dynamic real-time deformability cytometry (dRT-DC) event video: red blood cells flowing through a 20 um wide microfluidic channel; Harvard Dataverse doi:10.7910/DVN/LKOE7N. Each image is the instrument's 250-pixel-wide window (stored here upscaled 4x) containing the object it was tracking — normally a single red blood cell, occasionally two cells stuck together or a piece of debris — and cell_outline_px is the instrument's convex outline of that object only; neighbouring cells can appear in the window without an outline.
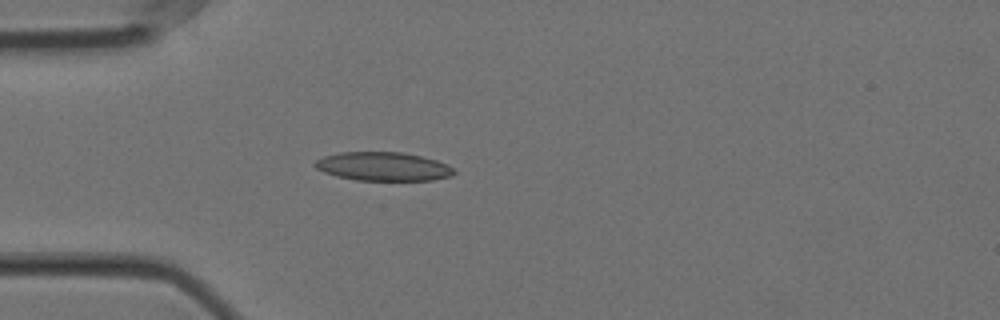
{"species": "Egyptian fruit bat (a non-hibernating species)", "species_latin": "Rousettus aegyptiacus", "temperature_condition": "cold", "stored_images_in_passage": 9, "camera_frame_rate_fps": 3000, "um_per_image_px": 0.085, "animal": {"sex": "female"}, "frame": {"image": 1, "passage_image": 1, "time_ms": 0.0, "image_size_px": [1000, 320], "cell_outline_px": [[456, 172], [452, 176], [432, 180], [356, 180], [336, 176], [324, 172], [316, 168], [312, 164], [316, 160], [324, 156], [340, 152], [404, 152], [436, 160], [452, 168]], "centroid_in_image_um": [32.54, 14.15], "position_along_channel_um": 52.5, "area_um2": 23.18}}
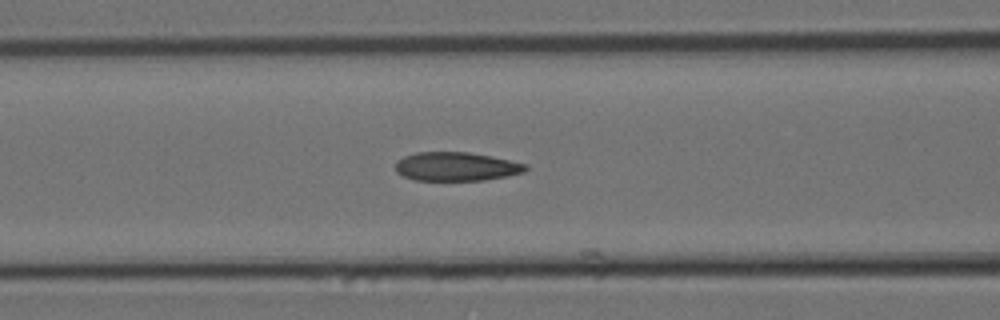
{"frame": {"image": 2, "passage_image": 8, "time_ms": 2.333, "image_size_px": [1000, 320], "cell_outline_px": [[528, 168], [524, 172], [508, 176], [484, 180], [416, 180], [404, 176], [396, 172], [396, 160], [404, 156], [416, 152], [468, 152], [492, 156], [528, 164]], "centroid_in_image_um": [38.8, 14.15], "position_along_channel_um": 127.8, "area_um2": 21.91}}